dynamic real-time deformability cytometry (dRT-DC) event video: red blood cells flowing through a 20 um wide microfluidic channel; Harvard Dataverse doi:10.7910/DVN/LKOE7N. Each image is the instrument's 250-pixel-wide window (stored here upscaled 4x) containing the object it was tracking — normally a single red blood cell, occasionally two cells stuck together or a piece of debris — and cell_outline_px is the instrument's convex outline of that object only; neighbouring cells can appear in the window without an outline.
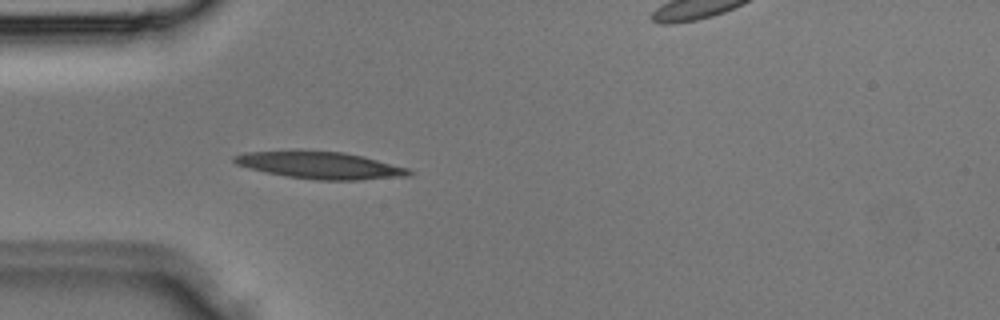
{"species": "Egyptian fruit bat (a non-hibernating species)", "species_latin": "Rousettus aegyptiacus", "temperature_condition": "room temperature", "stored_images_in_passage": 35, "camera_frame_rate_fps": 3000, "um_per_image_px": 0.085, "animal": {"sex": "male"}, "frame": {"image": 1, "passage_image": 9, "time_ms": 2.667, "image_size_px": [1000, 320], "cell_outline_px": [[408, 172], [380, 176], [296, 176], [276, 172], [244, 164], [236, 160], [240, 156], [268, 152], [332, 152], [356, 156], [372, 160], [400, 168]], "centroid_in_image_um": [27.08, 13.97], "position_along_channel_um": 57.9, "area_um2": 21.39}}
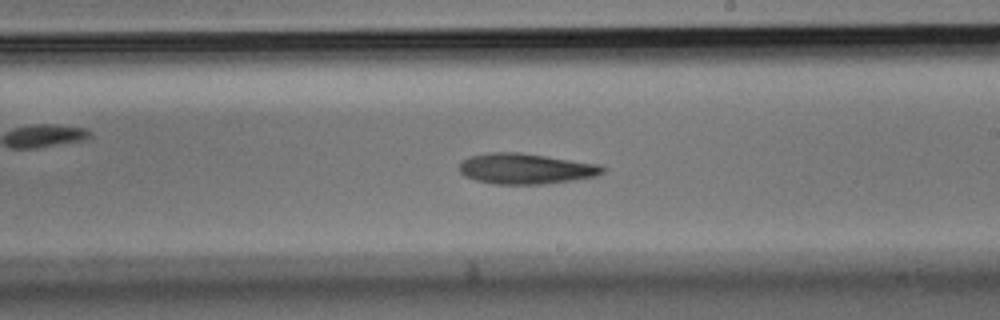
{"frame": {"image": 2, "passage_image": 19, "time_ms": 6.0, "image_size_px": [1000, 320], "cell_outline_px": [[600, 172], [584, 176], [556, 180], [484, 180], [472, 176], [464, 172], [464, 164], [468, 160], [480, 156], [536, 156], [584, 164], [600, 168]], "centroid_in_image_um": [44.66, 14.32], "position_along_channel_um": 244.3, "area_um2": 19.07}}
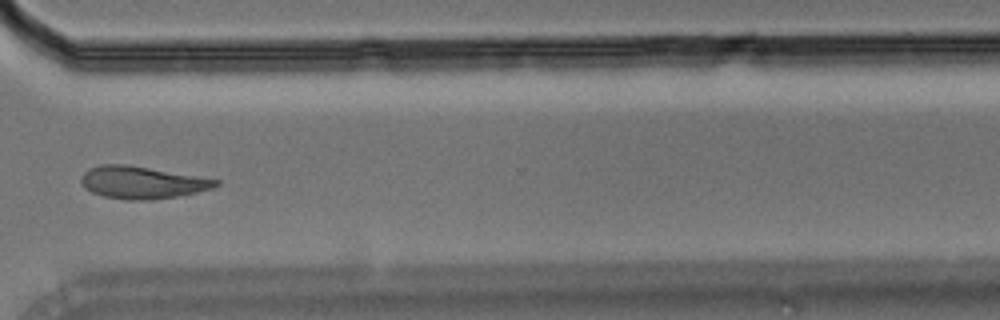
{"frame": {"image": 3, "passage_image": 25, "time_ms": 8.0, "image_size_px": [1000, 320], "cell_outline_px": [[216, 184], [204, 188], [172, 196], [108, 196], [96, 192], [88, 188], [84, 184], [84, 176], [92, 168], [144, 168], [216, 180]], "centroid_in_image_um": [12.09, 15.5], "position_along_channel_um": 358.5, "area_um2": 20.75}}